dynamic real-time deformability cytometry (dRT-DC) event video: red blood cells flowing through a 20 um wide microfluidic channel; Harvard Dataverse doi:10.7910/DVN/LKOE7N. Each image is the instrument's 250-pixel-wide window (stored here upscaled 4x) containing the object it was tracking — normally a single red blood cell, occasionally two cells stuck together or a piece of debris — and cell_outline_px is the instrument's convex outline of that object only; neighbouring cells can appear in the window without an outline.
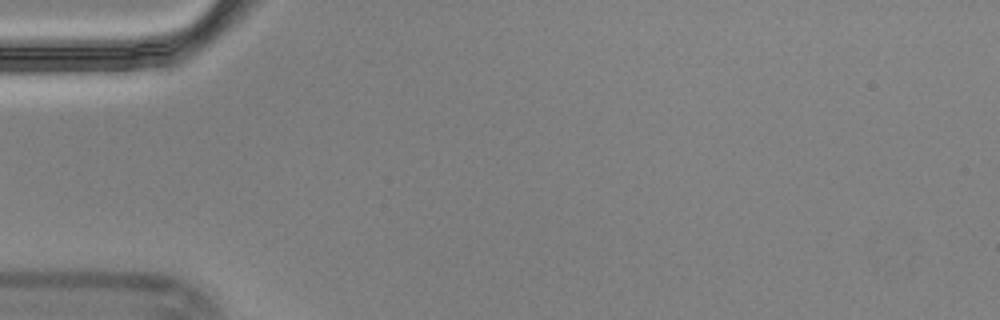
{"species": "Egyptian fruit bat (a non-hibernating species)", "species_latin": "Rousettus aegyptiacus", "temperature_condition": "cold", "stored_images_in_passage": 3, "camera_frame_rate_fps": 3000, "um_per_image_px": 0.085, "animal": {"sex": "male"}, "frame": {"image": 1, "passage_image": 1, "time_ms": 0.0, "image_size_px": [1000, 320], "cell_outline_px": [[276, 44], [272, 56], [264, 64], [224, 96], [208, 96], [216, 80], [240, 56], [260, 40], [272, 32]], "centroid_in_image_um": [20.79, 5.63], "position_along_channel_um": 64.2, "area_um2": 11.1}}